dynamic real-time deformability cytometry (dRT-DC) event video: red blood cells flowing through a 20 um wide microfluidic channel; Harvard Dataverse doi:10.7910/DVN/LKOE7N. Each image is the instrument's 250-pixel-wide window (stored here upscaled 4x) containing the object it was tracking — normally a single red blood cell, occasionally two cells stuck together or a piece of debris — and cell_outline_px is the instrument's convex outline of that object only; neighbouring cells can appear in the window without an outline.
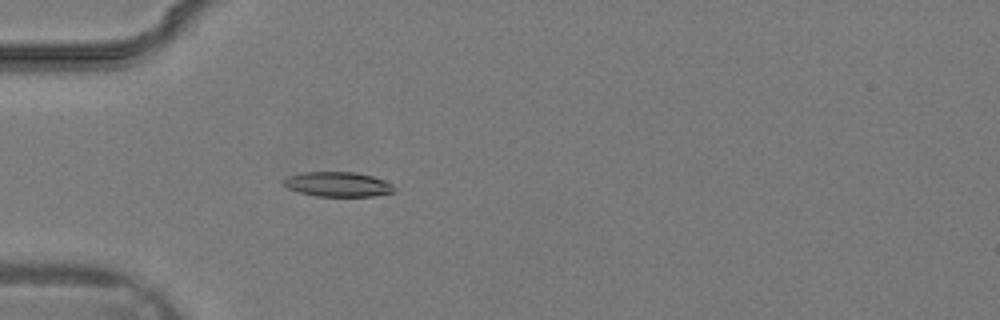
{"species": "common noctule bat (a hibernating species)", "species_latin": "Nyctalus noctula", "temperature_condition": "warm", "stored_images_in_passage": 37, "camera_frame_rate_fps": 3000, "um_per_image_px": 0.085, "animal": {"sex": "male", "body_mass_g": 19.2, "forearm_length_mm": 51.8}, "frame": {"image": 1, "passage_image": 12, "time_ms": 3.667, "image_size_px": [1000, 320], "cell_outline_px": [[392, 192], [372, 196], [316, 196], [300, 192], [288, 188], [280, 180], [288, 176], [304, 172], [356, 172], [372, 176], [384, 180], [392, 184]], "centroid_in_image_um": [28.67, 15.65], "position_along_channel_um": 56.3, "area_um2": 15.78}}
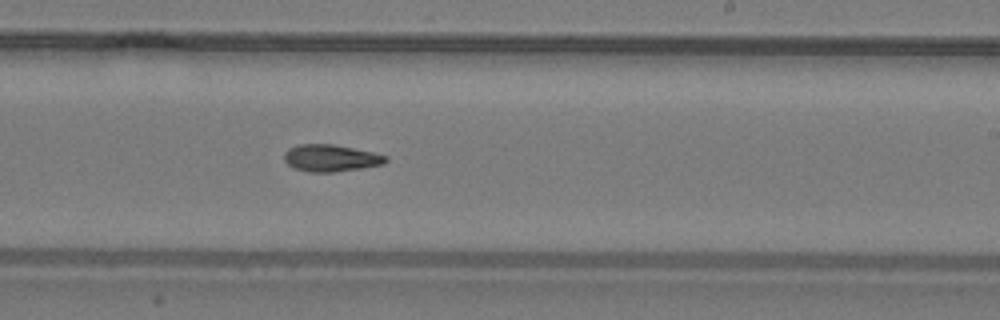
{"frame": {"image": 2, "passage_image": 23, "time_ms": 7.333, "image_size_px": [1000, 320], "cell_outline_px": [[388, 160], [384, 164], [336, 172], [308, 172], [292, 168], [284, 160], [284, 152], [288, 148], [300, 144], [332, 144], [372, 152], [388, 156]], "centroid_in_image_um": [28.09, 13.44], "position_along_channel_um": 260.9, "area_um2": 16.01}}
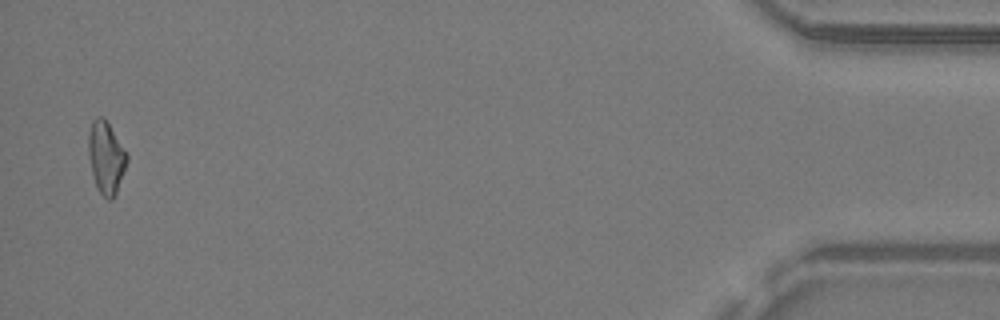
{"frame": {"image": 3, "passage_image": 36, "time_ms": 11.667, "image_size_px": [1000, 320], "cell_outline_px": [[128, 160], [116, 192], [112, 200], [108, 200], [100, 192], [96, 184], [92, 172], [88, 156], [88, 136], [92, 120], [96, 116], [104, 116], [128, 156]], "centroid_in_image_um": [9.0, 13.35], "position_along_channel_um": 426.2, "area_um2": 15.95}}